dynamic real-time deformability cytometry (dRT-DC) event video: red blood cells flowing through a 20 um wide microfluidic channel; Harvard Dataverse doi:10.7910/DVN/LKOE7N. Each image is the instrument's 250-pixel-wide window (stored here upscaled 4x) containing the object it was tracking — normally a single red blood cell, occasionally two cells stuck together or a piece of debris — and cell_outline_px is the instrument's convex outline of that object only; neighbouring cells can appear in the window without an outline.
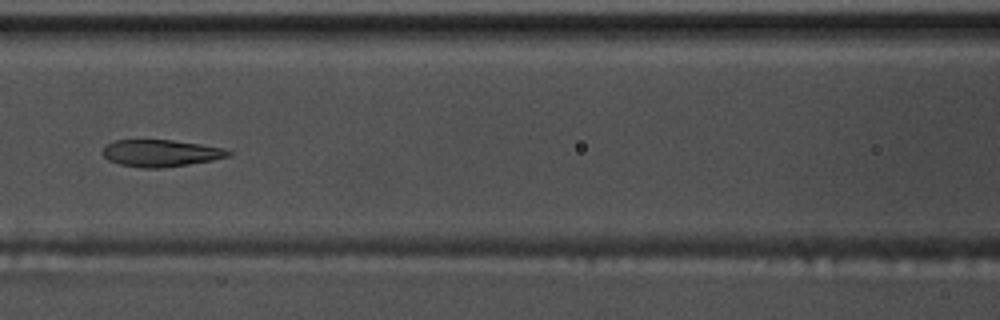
{"species": "common noctule bat (a hibernating species)", "species_latin": "Nyctalus noctula", "temperature_condition": "warm", "stored_images_in_passage": 46, "camera_frame_rate_fps": 3000, "um_per_image_px": 0.085, "animal": {"sex": "male", "body_mass_g": 17.5, "forearm_length_mm": 52.3}, "frame": {"image": 1, "passage_image": 16, "time_ms": 5.0, "image_size_px": [1000, 320], "cell_outline_px": [[232, 152], [228, 156], [212, 160], [188, 164], [160, 168], [144, 168], [120, 164], [108, 160], [100, 152], [108, 144], [116, 140], [172, 140], [200, 144], [224, 148]], "centroid_in_image_um": [13.65, 13.01], "position_along_channel_um": 153.0, "area_um2": 19.54}}
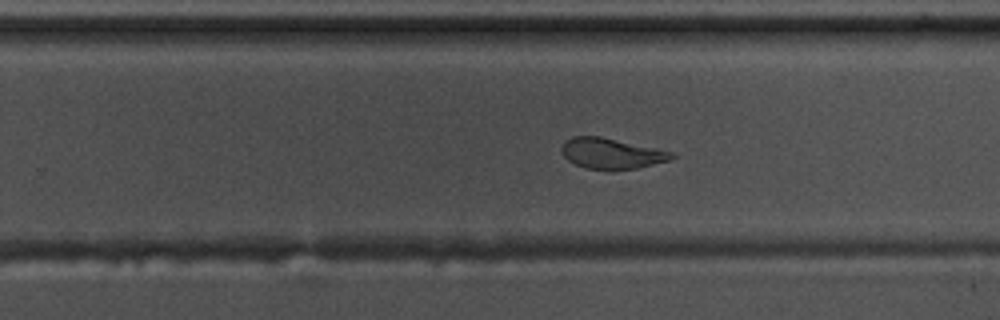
{"frame": {"image": 2, "passage_image": 26, "time_ms": 8.333, "image_size_px": [1000, 320], "cell_outline_px": [[676, 156], [672, 160], [636, 168], [588, 168], [576, 164], [568, 160], [564, 156], [560, 148], [564, 140], [572, 136], [600, 136], [676, 152]], "centroid_in_image_um": [52.0, 13.01], "position_along_channel_um": 277.8, "area_um2": 19.48}}
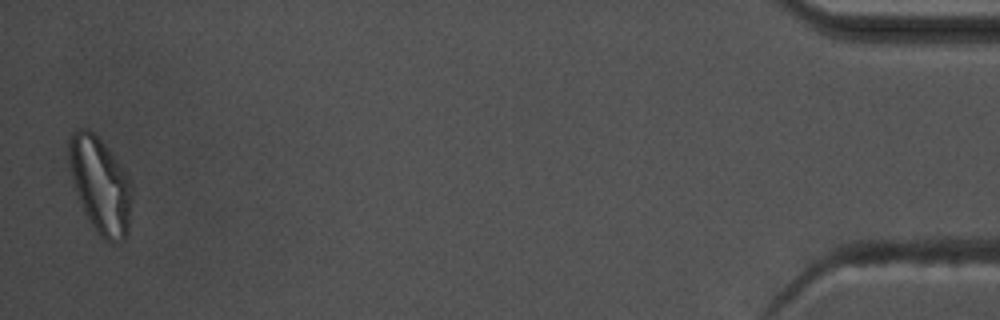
{"frame": {"image": 3, "passage_image": 45, "time_ms": 14.667, "image_size_px": [1000, 320], "cell_outline_px": [[132, 196], [128, 232], [124, 240], [116, 244], [112, 244], [104, 240], [96, 232], [84, 212], [72, 176], [68, 156], [68, 140], [72, 132], [80, 128], [88, 128], [108, 148], [128, 176], [132, 184]], "centroid_in_image_um": [8.55, 15.77], "position_along_channel_um": 426.7, "area_um2": 35.14}, "authors_computed_cell_mechanics": {"area_um2": 20.8369, "velocity_mm_per_s": 3.7613, "shape_relaxation_time_tau1_ms": 4.791, "shape_relaxation_time_tau2_ms": 1.4437, "deformation_change_tau1": 0.1903, "deformation_change_tau2": 0.079}}